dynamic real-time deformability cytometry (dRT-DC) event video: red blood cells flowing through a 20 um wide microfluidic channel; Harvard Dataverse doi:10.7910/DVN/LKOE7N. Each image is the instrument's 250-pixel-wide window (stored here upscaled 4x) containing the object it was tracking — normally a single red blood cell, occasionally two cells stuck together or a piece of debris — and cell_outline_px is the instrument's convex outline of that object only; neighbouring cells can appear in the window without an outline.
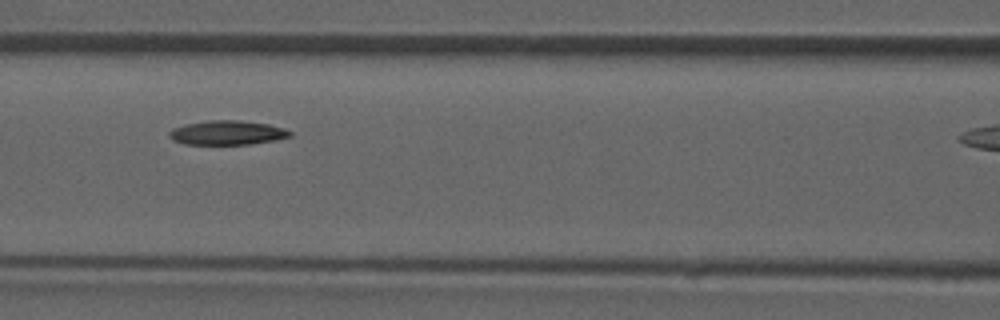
{"species": "common noctule bat (a hibernating species)", "species_latin": "Nyctalus noctula", "temperature_condition": "room temperature", "stored_images_in_passage": 5, "camera_frame_rate_fps": 3000, "um_per_image_px": 0.085, "animal": {"sex": "male", "forearm_length_mm": 52.5}, "frame": {"image": 1, "passage_image": 4, "time_ms": 4.333, "image_size_px": [1000, 320], "cell_outline_px": [[292, 136], [276, 140], [248, 144], [184, 144], [172, 140], [168, 136], [168, 132], [172, 128], [184, 124], [208, 120], [240, 120], [268, 124], [284, 128], [292, 132]], "centroid_in_image_um": [19.29, 11.27], "position_along_channel_um": 147.3, "area_um2": 17.22}}